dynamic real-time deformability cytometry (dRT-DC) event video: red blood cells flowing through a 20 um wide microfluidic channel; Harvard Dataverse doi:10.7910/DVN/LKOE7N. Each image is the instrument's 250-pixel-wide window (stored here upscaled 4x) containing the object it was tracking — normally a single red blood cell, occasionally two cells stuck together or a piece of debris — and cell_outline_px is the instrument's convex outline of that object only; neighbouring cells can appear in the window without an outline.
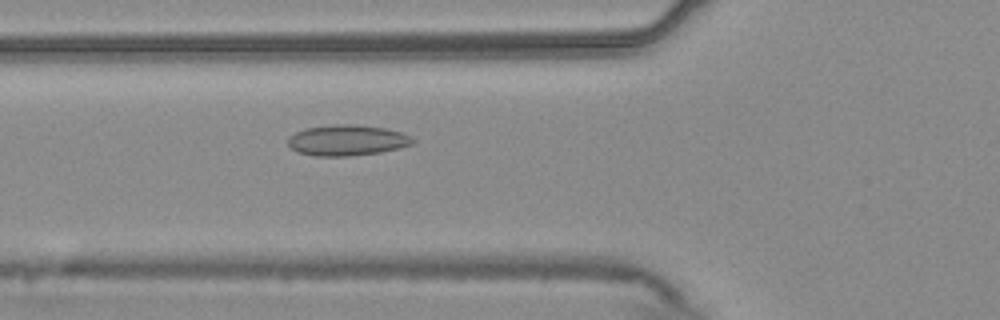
{"species": "common noctule bat (a hibernating species)", "species_latin": "Nyctalus noctula", "temperature_condition": "warm", "stored_images_in_passage": 51, "camera_frame_rate_fps": 3000, "um_per_image_px": 0.085, "animal": {"sex": "male", "body_mass_g": 20.4}, "frame": {"image": 1, "passage_image": 17, "time_ms": 5.333, "image_size_px": [1000, 320], "cell_outline_px": [[416, 140], [412, 144], [400, 148], [380, 152], [352, 156], [312, 156], [296, 152], [288, 144], [288, 136], [296, 132], [308, 128], [336, 124], [356, 124], [384, 128], [400, 132], [412, 136]], "centroid_in_image_um": [29.51, 11.93], "position_along_channel_um": 96.3, "area_um2": 22.48}}
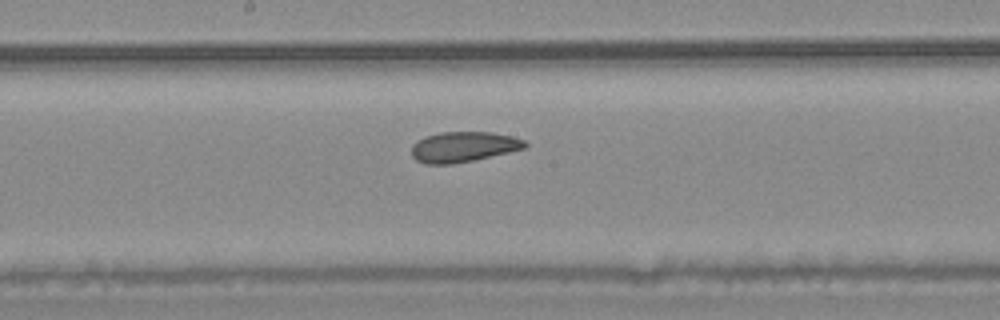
{"frame": {"image": 2, "passage_image": 26, "time_ms": 8.333, "image_size_px": [1000, 320], "cell_outline_px": [[528, 148], [472, 160], [452, 164], [424, 164], [416, 160], [412, 156], [412, 144], [416, 140], [440, 132], [492, 132], [512, 136], [524, 140], [528, 144]], "centroid_in_image_um": [39.4, 12.48], "position_along_channel_um": 208.8, "area_um2": 20.11}}
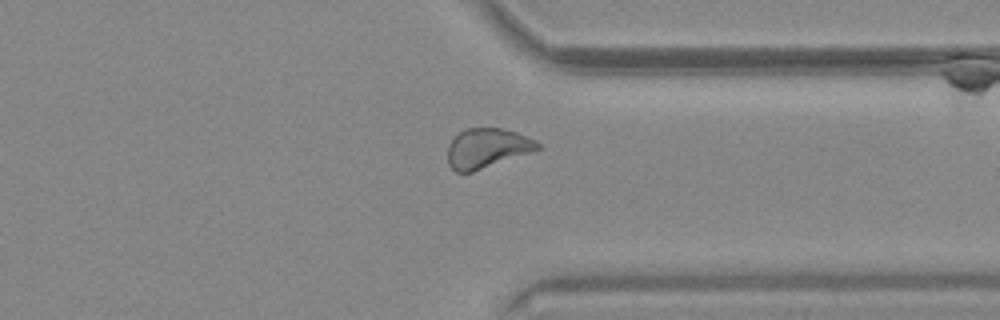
{"frame": {"image": 3, "passage_image": 39, "time_ms": 12.667, "image_size_px": [1000, 320], "cell_outline_px": [[540, 148], [472, 172], [456, 172], [448, 164], [448, 144], [464, 128], [504, 128], [516, 132], [536, 140], [540, 144]], "centroid_in_image_um": [41.37, 12.58], "position_along_channel_um": 370.0, "area_um2": 20.46}, "authors_computed_cell_mechanics": {"area_um2": 21.5594, "velocity_mm_per_s": 3.7322, "shape_relaxation_time_tau1_ms": null, "shape_relaxation_time_tau2_ms": 3.4131, "deformation_change_tau1": null, "deformation_change_tau2": 0.0872}}